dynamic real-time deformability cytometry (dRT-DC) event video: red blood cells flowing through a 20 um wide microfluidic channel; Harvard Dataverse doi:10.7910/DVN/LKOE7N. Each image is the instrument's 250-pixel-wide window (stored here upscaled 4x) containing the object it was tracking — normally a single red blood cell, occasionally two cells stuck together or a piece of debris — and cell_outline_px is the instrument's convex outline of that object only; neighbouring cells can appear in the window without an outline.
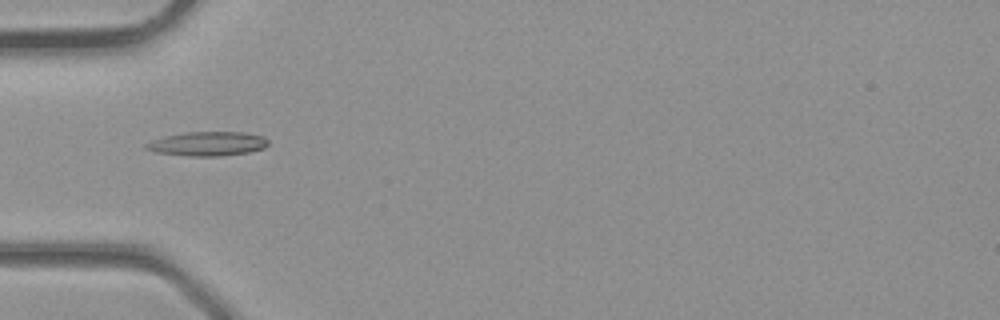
{"species": "common noctule bat (a hibernating species)", "species_latin": "Nyctalus noctula", "temperature_condition": "room temperature", "stored_images_in_passage": 3, "camera_frame_rate_fps": 3000, "um_per_image_px": 0.085, "animal": {"sex": "male", "body_mass_g": 23.1, "forearm_length_mm": 52.7}, "frame": {"image": 1, "passage_image": 3, "time_ms": 0.667, "image_size_px": [1000, 320], "cell_outline_px": [[268, 144], [264, 148], [248, 152], [220, 156], [188, 156], [156, 152], [144, 148], [144, 144], [152, 140], [164, 136], [184, 132], [244, 132], [264, 136], [268, 140]], "centroid_in_image_um": [17.64, 12.21], "position_along_channel_um": 67.4, "area_um2": 17.28}}